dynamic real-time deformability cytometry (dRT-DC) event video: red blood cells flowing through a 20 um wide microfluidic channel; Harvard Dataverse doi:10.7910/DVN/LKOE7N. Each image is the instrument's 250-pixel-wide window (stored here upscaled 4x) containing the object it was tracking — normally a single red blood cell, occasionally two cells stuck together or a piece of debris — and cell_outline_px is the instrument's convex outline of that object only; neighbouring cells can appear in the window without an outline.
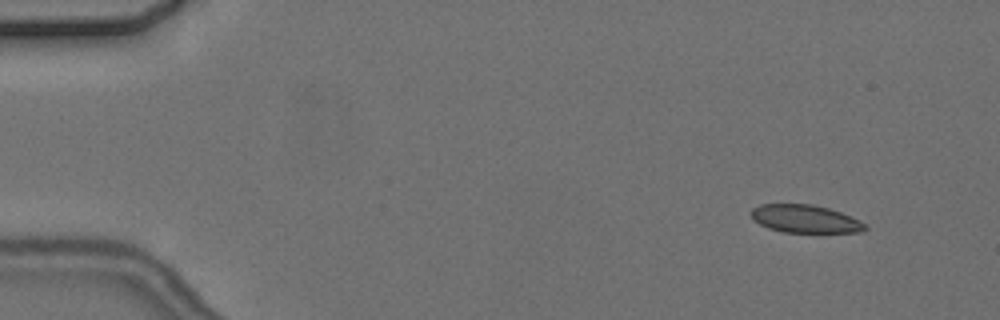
{"species": "common noctule bat (a hibernating species)", "species_latin": "Nyctalus noctula", "temperature_condition": "cold", "stored_images_in_passage": 5, "camera_frame_rate_fps": 3000, "um_per_image_px": 0.085, "animal": {"sex": "female", "body_mass_g": 24.6, "forearm_length_mm": 56.2}, "frame": {"image": 1, "passage_image": 1, "time_ms": 0.0, "image_size_px": [1000, 320], "cell_outline_px": [[868, 228], [864, 232], [784, 232], [768, 228], [752, 220], [752, 208], [760, 204], [812, 204], [828, 208], [840, 212], [860, 220], [868, 224]], "centroid_in_image_um": [68.46, 18.6], "position_along_channel_um": 16.5, "area_um2": 18.61}}
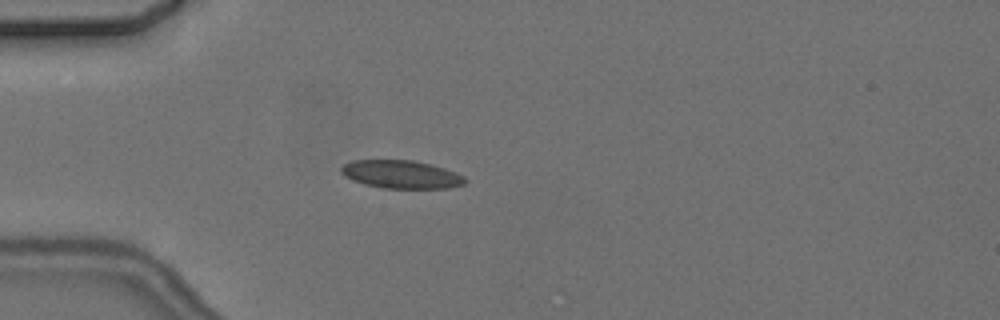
{"frame": {"image": 2, "passage_image": 4, "time_ms": 3.667, "image_size_px": [1000, 320], "cell_outline_px": [[468, 180], [464, 184], [448, 188], [384, 188], [364, 184], [352, 180], [344, 176], [340, 172], [340, 168], [344, 164], [352, 160], [412, 160], [432, 164], [456, 172], [464, 176]], "centroid_in_image_um": [34.1, 14.82], "position_along_channel_um": 50.9, "area_um2": 20.4}}